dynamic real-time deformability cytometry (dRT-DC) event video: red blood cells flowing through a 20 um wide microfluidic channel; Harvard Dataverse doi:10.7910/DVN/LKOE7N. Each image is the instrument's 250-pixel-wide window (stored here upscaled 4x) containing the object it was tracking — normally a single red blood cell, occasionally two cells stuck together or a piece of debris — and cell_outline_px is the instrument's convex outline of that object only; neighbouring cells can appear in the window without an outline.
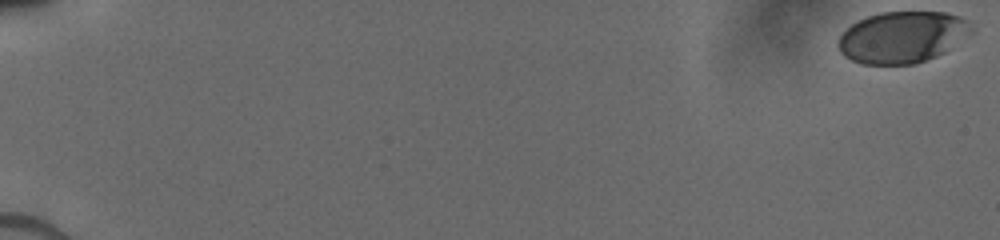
{"species": "human", "species_latin": "Homo sapiens", "temperature_condition": "cold", "stored_images_in_passage": 28, "camera_frame_rate_fps": 3000, "um_per_image_px": 0.085, "donor": {"sex": "male"}, "frame": {"image": 1, "passage_image": 1, "time_ms": 0.0, "image_size_px": [1000, 240], "cell_outline_px": [[964, 24], [944, 52], [936, 56], [916, 64], [864, 64], [852, 60], [844, 56], [840, 52], [836, 44], [840, 36], [852, 24], [868, 16], [880, 12], [944, 12], [960, 16], [964, 20]], "centroid_in_image_um": [76.45, 3.17], "position_along_channel_um": 8.6, "area_um2": 38.03}}
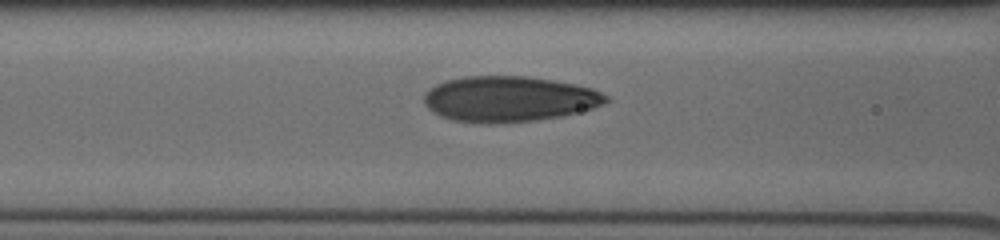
{"frame": {"image": 2, "passage_image": 21, "time_ms": 8.0, "image_size_px": [1000, 240], "cell_outline_px": [[608, 100], [604, 104], [592, 108], [560, 116], [532, 120], [492, 124], [488, 124], [452, 120], [440, 116], [432, 112], [424, 104], [424, 92], [428, 88], [444, 80], [464, 76], [528, 76], [576, 84], [592, 88], [608, 96]], "centroid_in_image_um": [43.21, 8.4], "position_along_channel_um": 123.4, "area_um2": 48.49}}
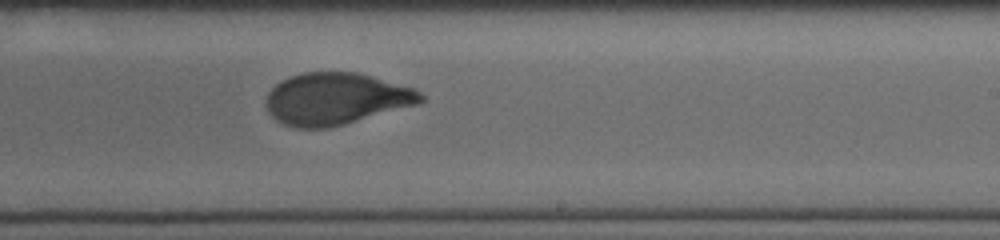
{"frame": {"image": 3, "passage_image": 28, "time_ms": 11.333, "image_size_px": [1000, 240], "cell_outline_px": [[424, 100], [420, 104], [344, 124], [328, 128], [296, 128], [284, 124], [276, 120], [268, 112], [264, 104], [264, 100], [268, 92], [280, 80], [288, 76], [300, 72], [356, 72], [372, 76], [416, 88], [424, 96]], "centroid_in_image_um": [28.54, 8.39], "position_along_channel_um": 260.5, "area_um2": 47.28}}